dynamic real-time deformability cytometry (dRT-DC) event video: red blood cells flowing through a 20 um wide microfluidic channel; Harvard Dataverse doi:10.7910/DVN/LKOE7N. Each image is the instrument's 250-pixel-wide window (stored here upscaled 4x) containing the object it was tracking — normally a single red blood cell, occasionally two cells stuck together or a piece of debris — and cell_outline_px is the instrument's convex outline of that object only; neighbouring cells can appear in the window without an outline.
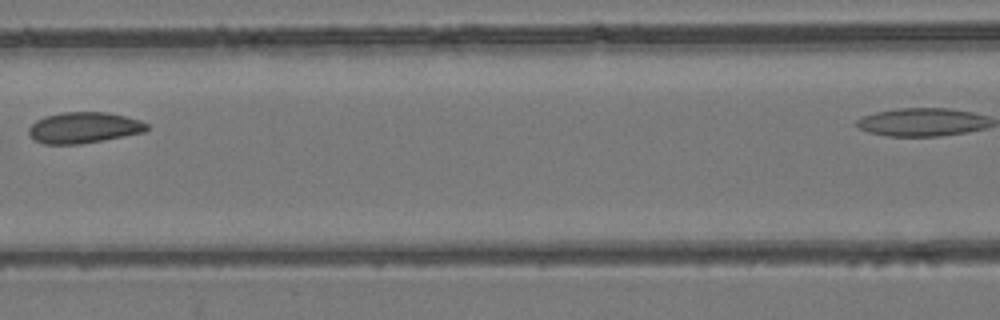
{"species": "common noctule bat (a hibernating species)", "species_latin": "Nyctalus noctula", "temperature_condition": "room temperature", "stored_images_in_passage": 7, "camera_frame_rate_fps": 3000, "um_per_image_px": 0.085, "animal": {"sex": "female", "body_mass_g": 24.6, "forearm_length_mm": 56.2}, "frame": {"image": 1, "passage_image": 5, "time_ms": 1.333, "image_size_px": [1000, 320], "cell_outline_px": [[148, 128], [144, 132], [80, 144], [44, 144], [36, 140], [28, 132], [28, 128], [36, 120], [44, 116], [60, 112], [108, 112], [140, 120], [148, 124]], "centroid_in_image_um": [7.1, 10.84], "position_along_channel_um": 159.5, "area_um2": 21.21}}